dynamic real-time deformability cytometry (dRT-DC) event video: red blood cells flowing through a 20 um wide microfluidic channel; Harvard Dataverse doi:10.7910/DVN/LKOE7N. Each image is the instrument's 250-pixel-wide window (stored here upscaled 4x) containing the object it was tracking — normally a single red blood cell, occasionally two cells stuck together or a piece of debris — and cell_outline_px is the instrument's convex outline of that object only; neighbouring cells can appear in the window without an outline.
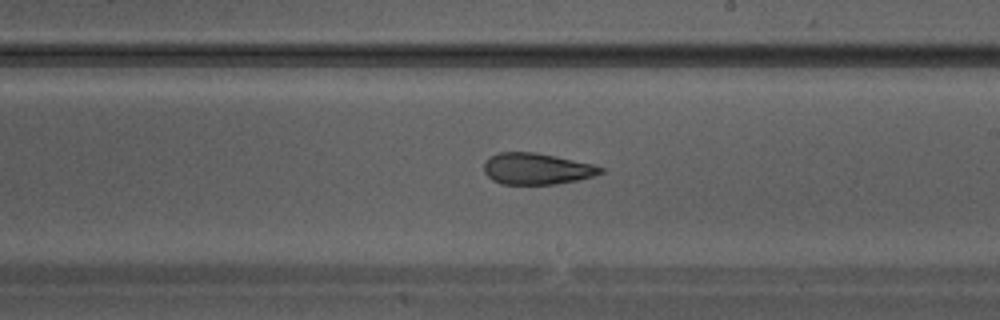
{"species": "Egyptian fruit bat (a non-hibernating species)", "species_latin": "Rousettus aegyptiacus", "temperature_condition": "warm", "stored_images_in_passage": 33, "camera_frame_rate_fps": 3000, "um_per_image_px": 0.085, "animal": {"sex": "male"}, "frame": {"image": 1, "passage_image": 19, "time_ms": 6.0, "image_size_px": [1000, 320], "cell_outline_px": [[604, 172], [592, 176], [576, 180], [556, 184], [500, 184], [492, 180], [484, 172], [484, 160], [488, 156], [500, 152], [532, 152], [556, 156], [592, 164], [604, 168]], "centroid_in_image_um": [45.57, 14.34], "position_along_channel_um": 243.4, "area_um2": 21.33}}